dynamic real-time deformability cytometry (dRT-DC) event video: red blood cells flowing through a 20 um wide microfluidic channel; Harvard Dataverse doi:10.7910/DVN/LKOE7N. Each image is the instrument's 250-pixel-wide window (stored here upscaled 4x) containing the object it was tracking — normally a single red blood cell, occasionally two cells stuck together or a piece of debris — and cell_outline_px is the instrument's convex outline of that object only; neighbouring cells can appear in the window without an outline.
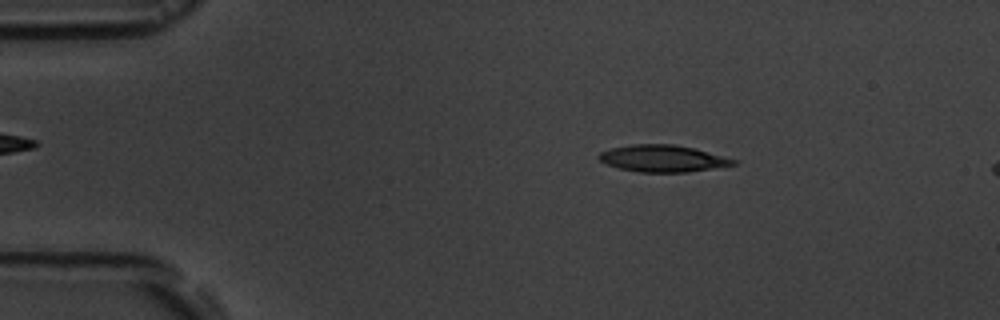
{"species": "common noctule bat (a hibernating species)", "species_latin": "Nyctalus noctula", "temperature_condition": "room temperature", "stored_images_in_passage": 4, "camera_frame_rate_fps": 3000, "um_per_image_px": 0.085, "animal": {"sex": "male", "body_mass_g": 19.5, "forearm_length_mm": 54.6}, "frame": {"image": 1, "passage_image": 2, "time_ms": 1.0, "image_size_px": [1000, 320], "cell_outline_px": [[740, 160], [736, 164], [688, 172], [640, 172], [620, 168], [608, 164], [600, 160], [596, 156], [600, 152], [612, 148], [632, 144], [672, 144], [696, 148]], "centroid_in_image_um": [56.38, 13.46], "position_along_channel_um": 28.6, "area_um2": 21.04}}